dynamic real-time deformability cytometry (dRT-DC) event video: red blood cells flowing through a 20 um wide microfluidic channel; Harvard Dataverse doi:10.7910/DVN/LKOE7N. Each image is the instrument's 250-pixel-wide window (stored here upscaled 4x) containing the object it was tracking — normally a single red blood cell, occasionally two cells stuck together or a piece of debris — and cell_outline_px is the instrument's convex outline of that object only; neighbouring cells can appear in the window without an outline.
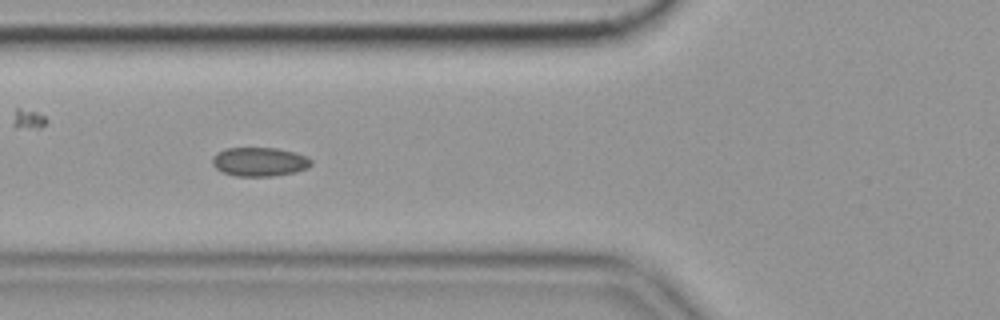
{"species": "common noctule bat (a hibernating species)", "species_latin": "Nyctalus noctula", "temperature_condition": "cold", "stored_images_in_passage": 52, "camera_frame_rate_fps": 3000, "um_per_image_px": 0.085, "animal": {"sex": "female", "body_mass_g": 19.9}, "frame": {"image": 1, "passage_image": 16, "time_ms": 5.0, "image_size_px": [1000, 320], "cell_outline_px": [[312, 164], [308, 168], [296, 172], [272, 176], [236, 176], [224, 172], [216, 168], [212, 164], [212, 156], [216, 152], [224, 148], [276, 148], [296, 152], [308, 156], [312, 160]], "centroid_in_image_um": [22.07, 13.74], "position_along_channel_um": 103.7, "area_um2": 16.88}, "authors_computed_cell_mechanics": {"area_um2": 16.5886, "velocity_mm_per_s": 3.5463, "shape_relaxation_time_tau1_ms": null, "shape_relaxation_time_tau2_ms": 3.5228, "deformation_change_tau1": null, "deformation_change_tau2": 0.0552}}